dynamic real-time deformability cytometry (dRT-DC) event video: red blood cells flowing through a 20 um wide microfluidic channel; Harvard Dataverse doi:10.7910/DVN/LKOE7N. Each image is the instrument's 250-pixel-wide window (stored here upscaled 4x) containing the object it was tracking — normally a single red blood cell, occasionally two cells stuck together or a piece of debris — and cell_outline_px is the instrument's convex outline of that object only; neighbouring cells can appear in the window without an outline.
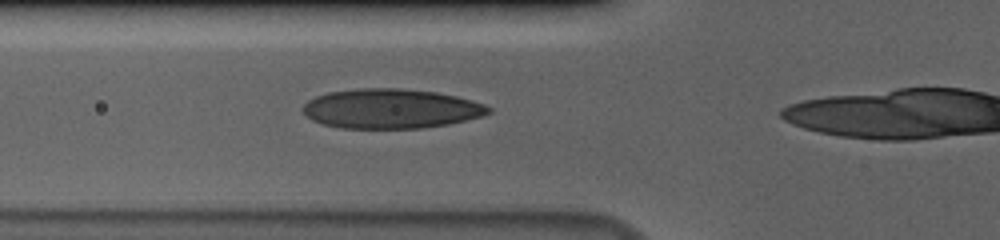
{"species": "human", "species_latin": "Homo sapiens", "temperature_condition": "cold", "stored_images_in_passage": 43, "camera_frame_rate_fps": 3000, "um_per_image_px": 0.085, "donor": {"sex": "male"}, "frame": {"image": 1, "passage_image": 15, "time_ms": 4.667, "image_size_px": [1000, 240], "cell_outline_px": [[492, 112], [484, 116], [448, 124], [420, 128], [340, 128], [324, 124], [312, 120], [300, 108], [308, 100], [316, 96], [328, 92], [360, 88], [400, 88], [436, 92], [456, 96], [472, 100], [484, 104], [492, 108]], "centroid_in_image_um": [33.24, 9.23], "position_along_channel_um": 92.6, "area_um2": 42.95}}
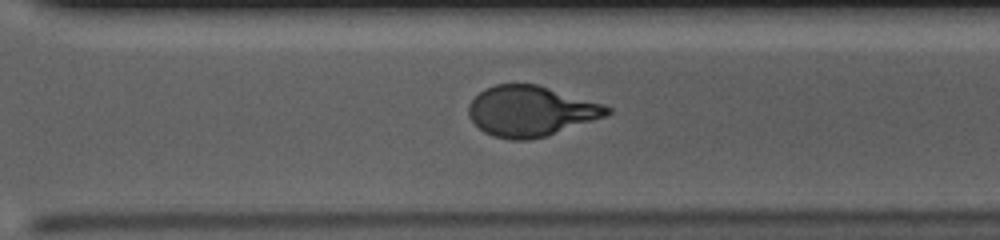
{"frame": {"image": 2, "passage_image": 34, "time_ms": 11.0, "image_size_px": [1000, 240], "cell_outline_px": [[612, 112], [604, 116], [548, 136], [528, 140], [508, 140], [492, 136], [484, 132], [468, 116], [468, 104], [484, 88], [496, 84], [536, 84], [604, 104], [612, 108]], "centroid_in_image_um": [45.09, 9.45], "position_along_channel_um": 325.5, "area_um2": 40.63}}
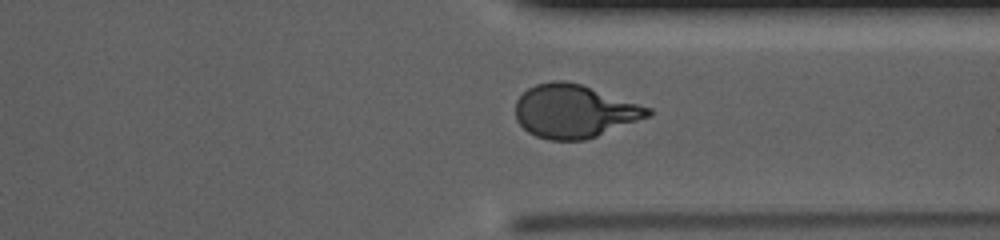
{"frame": {"image": 3, "passage_image": 37, "time_ms": 12.0, "image_size_px": [1000, 240], "cell_outline_px": [[652, 116], [596, 136], [584, 140], [548, 140], [536, 136], [528, 132], [516, 120], [516, 100], [528, 88], [536, 84], [552, 80], [564, 80], [580, 84], [652, 108]], "centroid_in_image_um": [48.81, 9.45], "position_along_channel_um": 362.6, "area_um2": 41.04}, "authors_computed_cell_mechanics": {"area_um2": 41.8472, "velocity_mm_per_s": 3.6876, "shape_relaxation_time_tau1_ms": 5.4862, "shape_relaxation_time_tau2_ms": 0.7305, "deformation_change_tau1": 0.2202, "deformation_change_tau2": 0.0778}}